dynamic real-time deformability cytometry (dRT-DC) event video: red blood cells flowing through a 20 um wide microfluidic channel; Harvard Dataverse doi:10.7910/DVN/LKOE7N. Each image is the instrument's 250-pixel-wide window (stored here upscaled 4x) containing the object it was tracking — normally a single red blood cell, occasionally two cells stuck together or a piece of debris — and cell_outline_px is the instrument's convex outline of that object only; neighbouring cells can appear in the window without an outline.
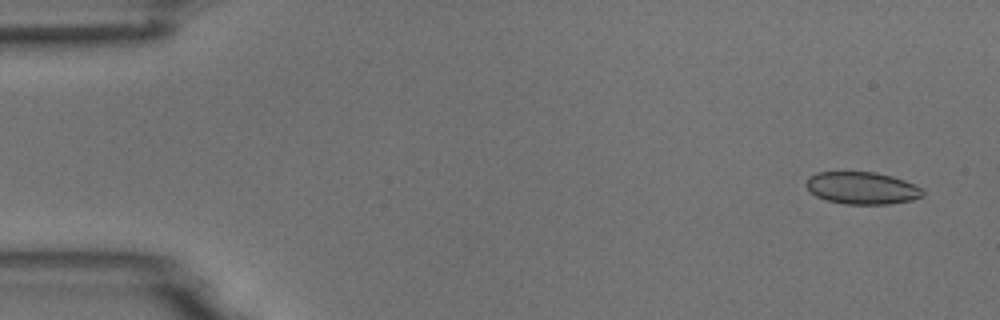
{"species": "common noctule bat (a hibernating species)", "species_latin": "Nyctalus noctula", "temperature_condition": "room temperature", "stored_images_in_passage": 6, "camera_frame_rate_fps": 3000, "um_per_image_px": 0.085, "animal": {"sex": "male", "body_mass_g": 18.8}, "frame": {"image": 1, "passage_image": 1, "time_ms": 0.0, "image_size_px": [1000, 320], "cell_outline_px": [[924, 196], [912, 200], [888, 204], [844, 204], [828, 200], [816, 196], [804, 184], [816, 172], [876, 172], [892, 176], [904, 180], [920, 188], [924, 192]], "centroid_in_image_um": [73.29, 15.98], "position_along_channel_um": 11.7, "area_um2": 21.73}}
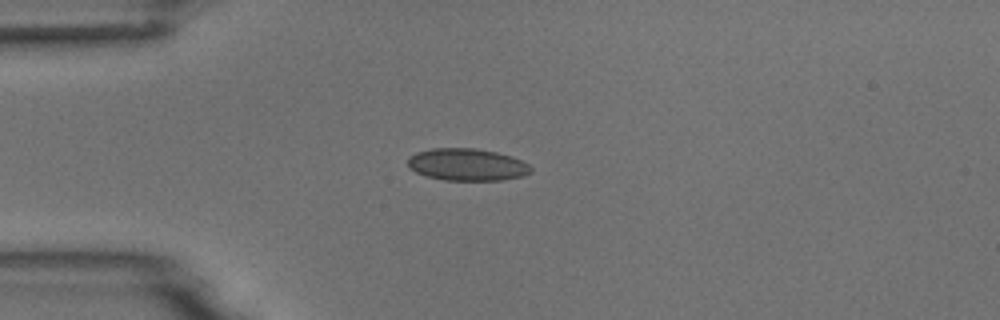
{"frame": {"image": 2, "passage_image": 4, "time_ms": 3.667, "image_size_px": [1000, 320], "cell_outline_px": [[532, 172], [524, 176], [504, 180], [444, 180], [428, 176], [416, 172], [408, 164], [408, 156], [416, 152], [432, 148], [476, 148], [496, 152], [512, 156], [528, 164], [532, 168]], "centroid_in_image_um": [39.73, 13.99], "position_along_channel_um": 45.3, "area_um2": 23.12}}